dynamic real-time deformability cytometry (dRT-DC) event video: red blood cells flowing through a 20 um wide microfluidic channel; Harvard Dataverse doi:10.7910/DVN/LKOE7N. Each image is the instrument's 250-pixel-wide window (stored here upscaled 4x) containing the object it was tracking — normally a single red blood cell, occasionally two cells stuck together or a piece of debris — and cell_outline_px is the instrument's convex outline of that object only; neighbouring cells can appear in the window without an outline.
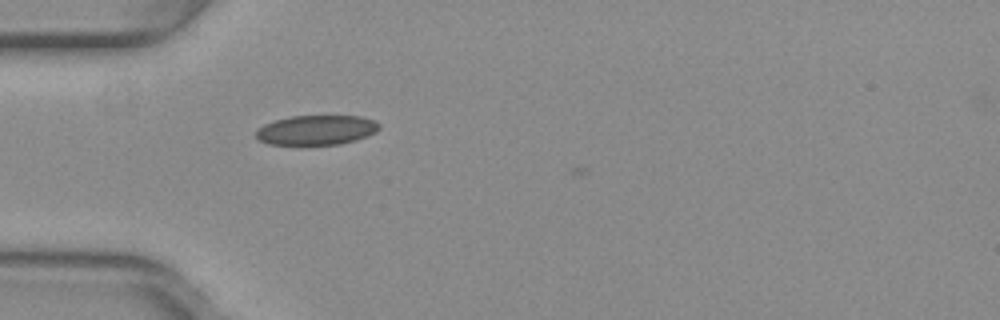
{"species": "common noctule bat (a hibernating species)", "species_latin": "Nyctalus noctula", "temperature_condition": "warm", "stored_images_in_passage": 2, "camera_frame_rate_fps": 3000, "um_per_image_px": 0.085, "animal": {"sex": "female", "body_mass_g": 29.2, "forearm_length_mm": 56.3}, "frame": {"image": 1, "passage_image": 1, "time_ms": 0.0, "image_size_px": [1000, 320], "cell_outline_px": [[380, 128], [376, 132], [368, 136], [356, 140], [340, 144], [268, 144], [260, 140], [256, 136], [256, 128], [264, 124], [276, 120], [292, 116], [360, 116], [376, 120], [380, 124]], "centroid_in_image_um": [26.93, 11.04], "position_along_channel_um": 58.1, "area_um2": 21.33}}